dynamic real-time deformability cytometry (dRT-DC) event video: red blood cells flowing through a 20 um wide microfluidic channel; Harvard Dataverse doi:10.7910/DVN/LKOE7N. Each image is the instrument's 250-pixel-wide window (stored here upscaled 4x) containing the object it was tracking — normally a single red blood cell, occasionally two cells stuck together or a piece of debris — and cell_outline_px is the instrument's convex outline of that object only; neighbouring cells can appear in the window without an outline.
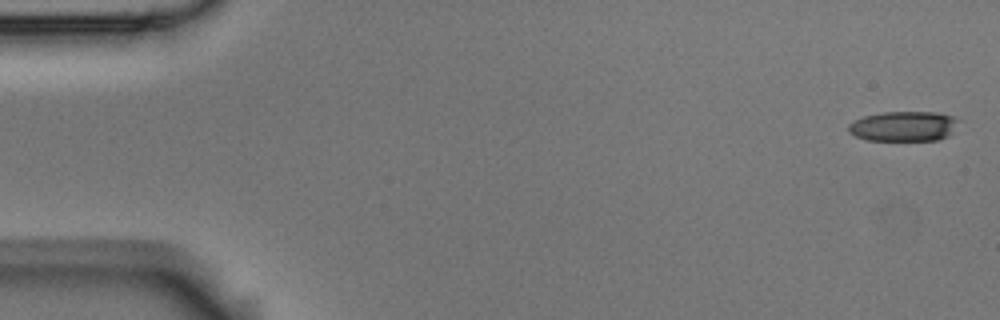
{"species": "Egyptian fruit bat (a non-hibernating species)", "species_latin": "Rousettus aegyptiacus", "temperature_condition": "room temperature", "stored_images_in_passage": 5, "camera_frame_rate_fps": 3000, "um_per_image_px": 0.085, "animal": {"sex": "male"}, "frame": {"image": 1, "passage_image": 1, "time_ms": 0.0, "image_size_px": [1000, 320], "cell_outline_px": [[964, 120], [948, 136], [940, 140], [868, 140], [856, 136], [848, 132], [848, 124], [864, 116], [884, 112], [936, 112], [956, 116]], "centroid_in_image_um": [76.91, 10.72], "position_along_channel_um": 8.1, "area_um2": 19.59}}